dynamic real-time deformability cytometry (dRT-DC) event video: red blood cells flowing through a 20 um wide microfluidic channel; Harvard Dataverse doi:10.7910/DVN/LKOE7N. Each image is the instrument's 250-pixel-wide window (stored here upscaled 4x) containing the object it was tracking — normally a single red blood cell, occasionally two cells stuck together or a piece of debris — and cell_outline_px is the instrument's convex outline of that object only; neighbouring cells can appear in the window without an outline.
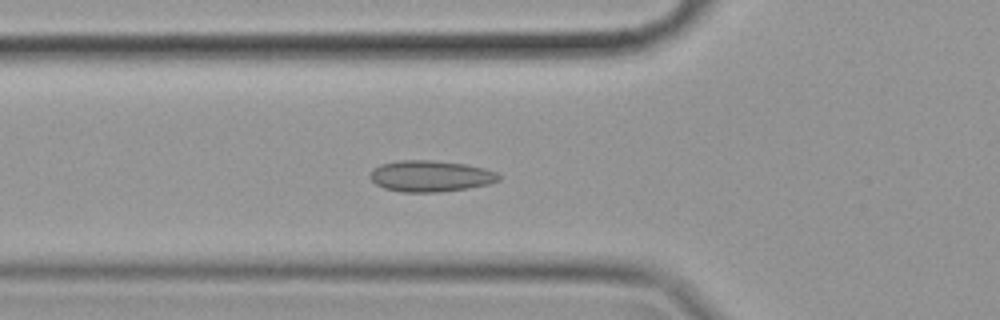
{"species": "common noctule bat (a hibernating species)", "species_latin": "Nyctalus noctula", "temperature_condition": "cold", "stored_images_in_passage": 50, "camera_frame_rate_fps": 3000, "um_per_image_px": 0.085, "animal": {"sex": "female", "body_mass_g": 19.9}, "frame": {"image": 1, "passage_image": 13, "time_ms": 4.0, "image_size_px": [1000, 320], "cell_outline_px": [[500, 180], [488, 184], [468, 188], [440, 192], [400, 192], [384, 188], [376, 184], [368, 176], [380, 164], [400, 160], [428, 160], [464, 164], [484, 168], [496, 172], [500, 176]], "centroid_in_image_um": [36.59, 14.97], "position_along_channel_um": 89.2, "area_um2": 23.29}}
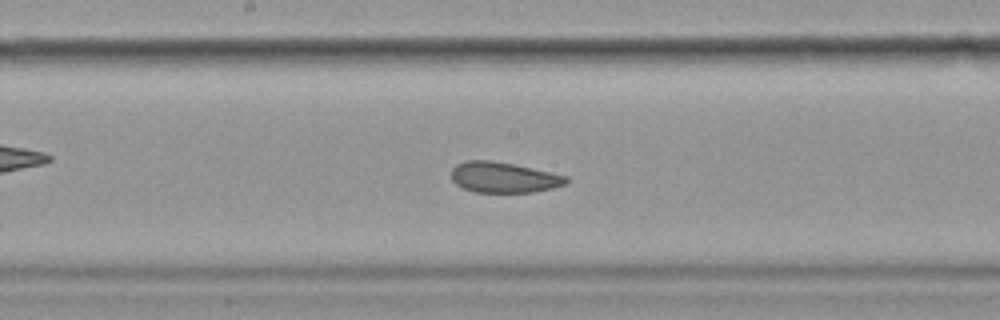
{"frame": {"image": 2, "passage_image": 23, "time_ms": 7.333, "image_size_px": [1000, 320], "cell_outline_px": [[568, 184], [552, 188], [532, 192], [476, 192], [464, 188], [456, 184], [452, 180], [452, 168], [456, 164], [468, 160], [488, 160], [512, 164], [568, 176]], "centroid_in_image_um": [42.81, 15.08], "position_along_channel_um": 205.4, "area_um2": 20.29}}
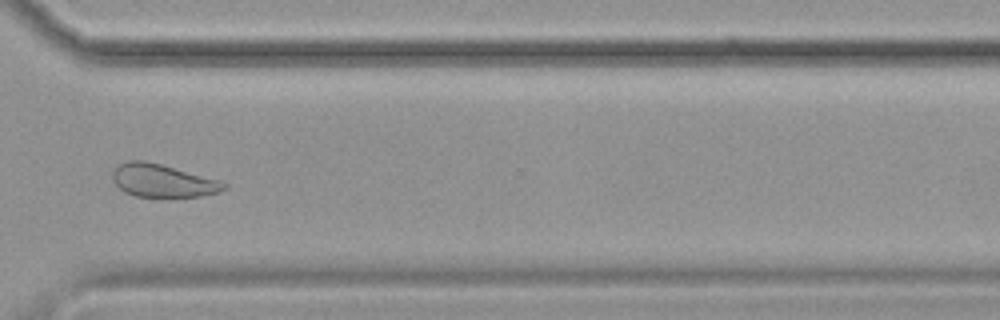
{"frame": {"image": 3, "passage_image": 36, "time_ms": 11.667, "image_size_px": [1000, 320], "cell_outline_px": [[228, 188], [220, 192], [200, 196], [136, 196], [124, 192], [112, 180], [112, 168], [116, 164], [128, 160], [144, 160], [160, 164], [220, 180], [228, 184]], "centroid_in_image_um": [13.8, 15.34], "position_along_channel_um": 356.8, "area_um2": 21.44}, "authors_computed_cell_mechanics": {"area_um2": 23.3223, "velocity_mm_per_s": 3.4874, "shape_relaxation_time_tau1_ms": null, "shape_relaxation_time_tau2_ms": 2.914, "deformation_change_tau1": null, "deformation_change_tau2": 0.0631}}